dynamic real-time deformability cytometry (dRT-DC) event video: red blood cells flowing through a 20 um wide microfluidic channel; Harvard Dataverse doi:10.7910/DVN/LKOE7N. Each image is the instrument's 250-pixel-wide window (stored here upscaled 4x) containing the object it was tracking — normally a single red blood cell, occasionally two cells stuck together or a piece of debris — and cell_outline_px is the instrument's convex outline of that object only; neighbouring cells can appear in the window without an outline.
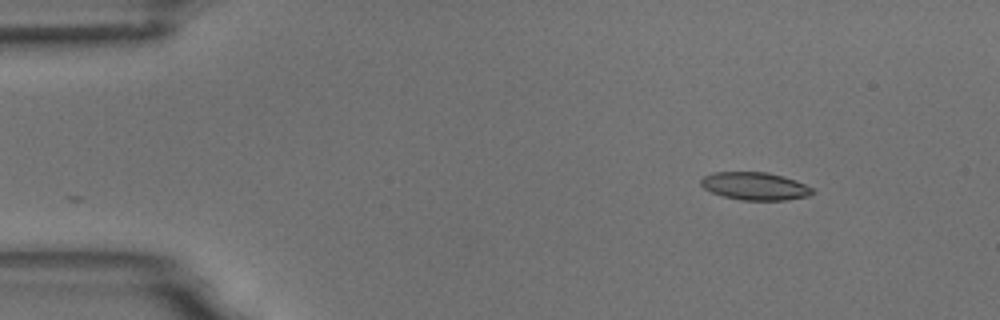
{"species": "common noctule bat (a hibernating species)", "species_latin": "Nyctalus noctula", "temperature_condition": "room temperature", "stored_images_in_passage": 2, "camera_frame_rate_fps": 3000, "um_per_image_px": 0.085, "animal": {"sex": "male", "body_mass_g": 18.8}, "frame": {"image": 1, "passage_image": 2, "time_ms": 1.0, "image_size_px": [1000, 320], "cell_outline_px": [[816, 192], [808, 196], [784, 200], [740, 200], [724, 196], [712, 192], [704, 188], [700, 184], [700, 180], [704, 176], [712, 172], [768, 172], [784, 176], [796, 180], [812, 188]], "centroid_in_image_um": [64.18, 15.81], "position_along_channel_um": 20.8, "area_um2": 18.09}}